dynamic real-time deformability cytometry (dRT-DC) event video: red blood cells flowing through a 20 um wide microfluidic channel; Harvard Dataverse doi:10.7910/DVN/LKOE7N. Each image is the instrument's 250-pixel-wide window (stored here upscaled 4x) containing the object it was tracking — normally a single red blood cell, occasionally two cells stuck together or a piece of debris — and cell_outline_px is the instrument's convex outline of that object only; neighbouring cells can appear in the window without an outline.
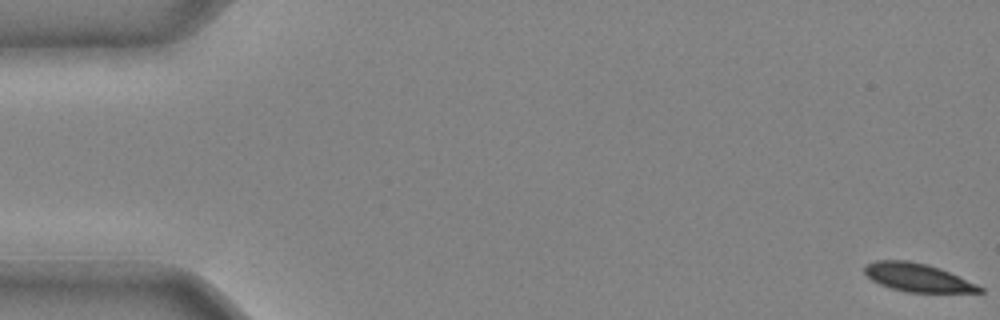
{"species": "common noctule bat (a hibernating species)", "species_latin": "Nyctalus noctula", "temperature_condition": "cold", "stored_images_in_passage": 42, "camera_frame_rate_fps": 3000, "um_per_image_px": 0.085, "animal": {"sex": "male", "body_mass_g": 20.4}, "frame": {"image": 1, "passage_image": 1, "time_ms": 0.0, "image_size_px": [1000, 320], "cell_outline_px": [[984, 292], [908, 292], [892, 288], [880, 284], [872, 280], [864, 272], [864, 264], [876, 260], [908, 260], [928, 264], [940, 268], [976, 284], [984, 288]], "centroid_in_image_um": [77.97, 23.57], "position_along_channel_um": 7.0, "area_um2": 18.84}}
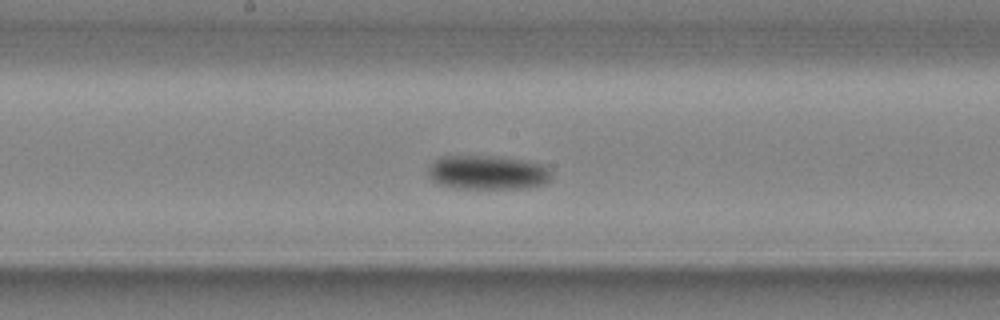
{"frame": {"image": 2, "passage_image": 24, "time_ms": 7.667, "image_size_px": [1000, 320], "cell_outline_px": [[552, 180], [544, 184], [528, 188], [456, 188], [436, 184], [428, 176], [428, 168], [440, 156], [504, 156], [528, 160], [544, 164], [552, 172]], "centroid_in_image_um": [41.5, 14.65], "position_along_channel_um": 206.7, "area_um2": 25.09}}
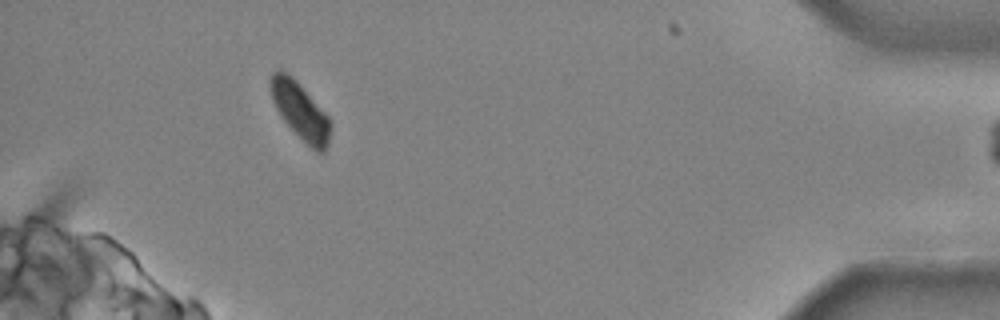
{"frame": {"image": 3, "passage_image": 41, "time_ms": 13.333, "image_size_px": [1000, 320], "cell_outline_px": [[332, 128], [328, 144], [324, 152], [316, 152], [284, 120], [276, 108], [272, 100], [268, 84], [268, 80], [272, 72], [276, 68], [280, 68], [288, 72], [300, 84], [328, 116], [332, 124]], "centroid_in_image_um": [25.5, 9.35], "position_along_channel_um": 409.7, "area_um2": 20.0}}